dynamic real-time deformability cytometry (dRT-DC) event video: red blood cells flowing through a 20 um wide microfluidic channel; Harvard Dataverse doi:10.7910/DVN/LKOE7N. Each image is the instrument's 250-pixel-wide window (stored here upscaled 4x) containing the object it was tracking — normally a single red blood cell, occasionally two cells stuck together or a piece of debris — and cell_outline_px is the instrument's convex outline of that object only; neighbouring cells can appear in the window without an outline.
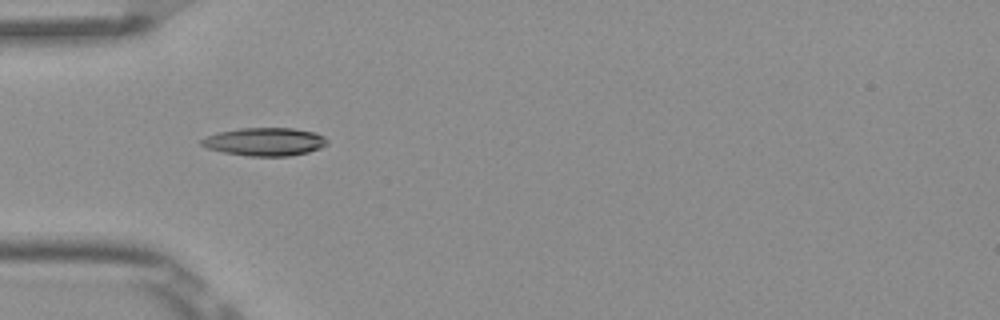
{"species": "Egyptian fruit bat (a non-hibernating species)", "species_latin": "Rousettus aegyptiacus", "temperature_condition": "room temperature", "stored_images_in_passage": 5, "camera_frame_rate_fps": 3000, "um_per_image_px": 0.085, "frame": {"image": 1, "passage_image": 4, "time_ms": 1.0, "image_size_px": [1000, 320], "cell_outline_px": [[328, 144], [320, 148], [308, 152], [288, 156], [248, 156], [224, 152], [208, 148], [200, 144], [200, 140], [208, 136], [220, 132], [240, 128], [292, 128], [316, 132], [324, 136], [328, 140]], "centroid_in_image_um": [22.55, 12.04], "position_along_channel_um": 62.4, "area_um2": 20.52}}
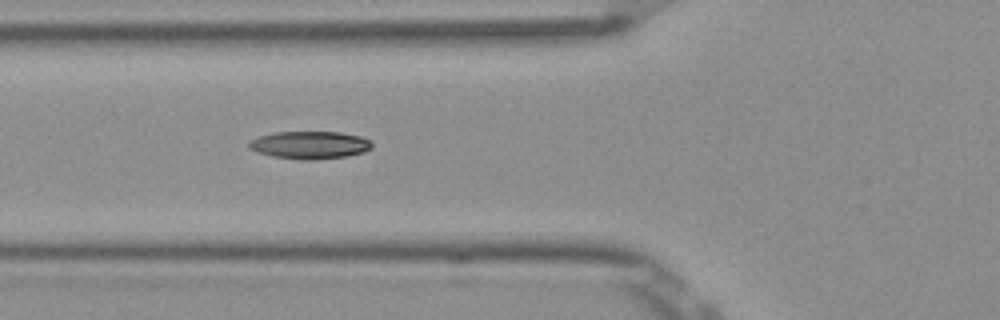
{"frame": {"image": 2, "passage_image": 5, "time_ms": 1.333, "image_size_px": [1000, 320], "cell_outline_px": [[372, 148], [364, 152], [348, 156], [316, 160], [300, 160], [272, 156], [256, 152], [248, 148], [248, 140], [260, 136], [276, 132], [340, 132], [360, 136], [368, 140], [372, 144]], "centroid_in_image_um": [26.31, 12.33], "position_along_channel_um": 99.5, "area_um2": 20.0}}